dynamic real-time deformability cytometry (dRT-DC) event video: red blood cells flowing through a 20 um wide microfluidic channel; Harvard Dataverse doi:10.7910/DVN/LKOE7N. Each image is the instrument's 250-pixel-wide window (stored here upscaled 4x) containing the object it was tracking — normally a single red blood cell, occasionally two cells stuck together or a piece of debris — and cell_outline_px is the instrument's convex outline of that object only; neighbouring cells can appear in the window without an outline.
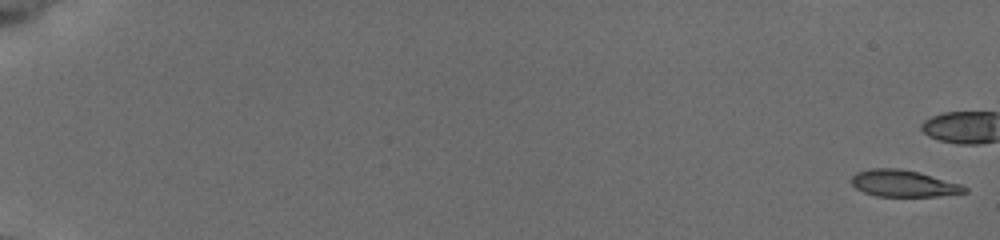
{"species": "common noctule bat (a hibernating species)", "species_latin": "Nyctalus noctula", "temperature_condition": "cold", "stored_images_in_passage": 48, "camera_frame_rate_fps": 3000, "um_per_image_px": 0.085, "animal": {"sex": "female", "body_mass_g": 19.5, "forearm_length_mm": 54.1}, "frame": {"image": 1, "passage_image": 1, "time_ms": 0.0, "image_size_px": [1000, 240], "cell_outline_px": [[968, 192], [936, 196], [876, 196], [864, 192], [856, 188], [852, 184], [852, 176], [856, 172], [872, 168], [900, 168], [920, 172], [960, 184], [968, 188]], "centroid_in_image_um": [76.79, 15.58], "position_along_channel_um": 8.2, "area_um2": 17.57}}